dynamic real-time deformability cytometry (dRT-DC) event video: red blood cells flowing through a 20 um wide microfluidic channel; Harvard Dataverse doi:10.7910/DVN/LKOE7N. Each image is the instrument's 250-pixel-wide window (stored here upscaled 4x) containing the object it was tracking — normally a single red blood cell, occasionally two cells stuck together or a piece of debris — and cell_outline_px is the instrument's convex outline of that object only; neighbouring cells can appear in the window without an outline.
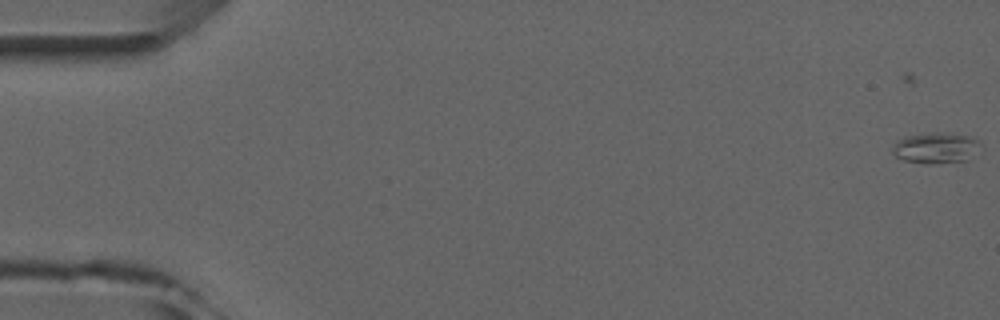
{"species": "common noctule bat (a hibernating species)", "species_latin": "Nyctalus noctula", "temperature_condition": "room temperature", "stored_images_in_passage": 7, "camera_frame_rate_fps": 3000, "um_per_image_px": 0.085, "animal": {"sex": "male", "forearm_length_mm": 52.5}, "frame": {"image": 1, "passage_image": 2, "time_ms": 1.0, "image_size_px": [1000, 320], "cell_outline_px": [[980, 144], [968, 160], [928, 164], [904, 160], [896, 156], [892, 152], [892, 148], [896, 140], [904, 136], [932, 132], [940, 132], [972, 136], [980, 140]], "centroid_in_image_um": [79.52, 12.55], "position_along_channel_um": 5.5, "area_um2": 15.84}}
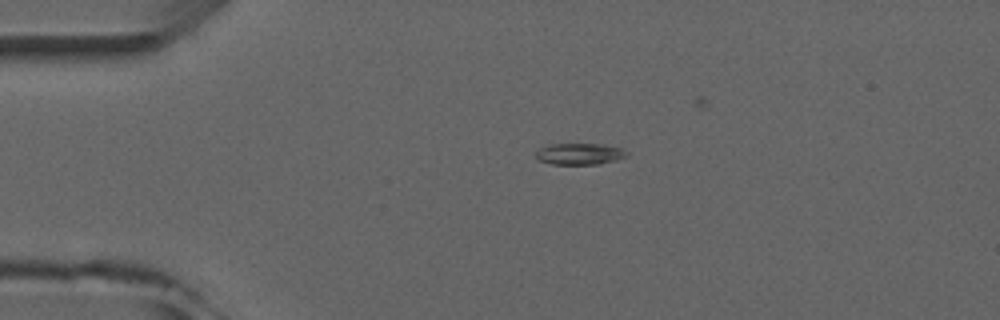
{"frame": {"image": 2, "passage_image": 5, "time_ms": 4.667, "image_size_px": [1000, 320], "cell_outline_px": [[628, 156], [616, 160], [600, 164], [552, 164], [540, 160], [536, 156], [536, 152], [540, 148], [548, 144], [604, 144], [624, 148], [628, 152]], "centroid_in_image_um": [49.33, 13.07], "position_along_channel_um": 35.7, "area_um2": 11.44}}
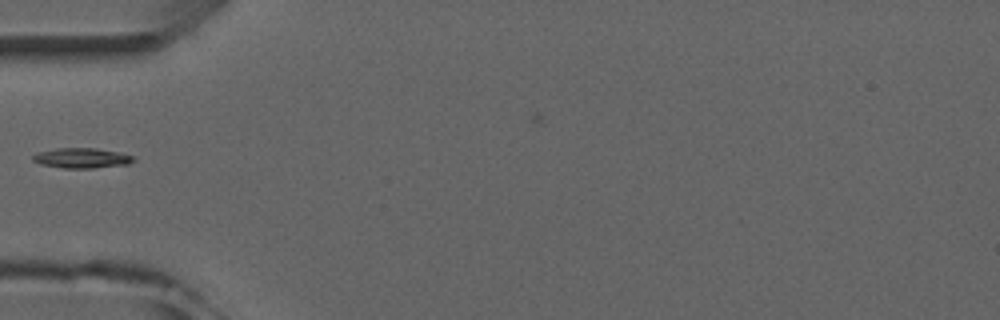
{"frame": {"image": 3, "passage_image": 7, "time_ms": 6.667, "image_size_px": [1000, 320], "cell_outline_px": [[136, 160], [128, 164], [92, 168], [64, 168], [40, 164], [32, 160], [32, 156], [36, 152], [56, 148], [96, 148], [136, 156]], "centroid_in_image_um": [6.94, 13.43], "position_along_channel_um": 78.1, "area_um2": 11.85}}